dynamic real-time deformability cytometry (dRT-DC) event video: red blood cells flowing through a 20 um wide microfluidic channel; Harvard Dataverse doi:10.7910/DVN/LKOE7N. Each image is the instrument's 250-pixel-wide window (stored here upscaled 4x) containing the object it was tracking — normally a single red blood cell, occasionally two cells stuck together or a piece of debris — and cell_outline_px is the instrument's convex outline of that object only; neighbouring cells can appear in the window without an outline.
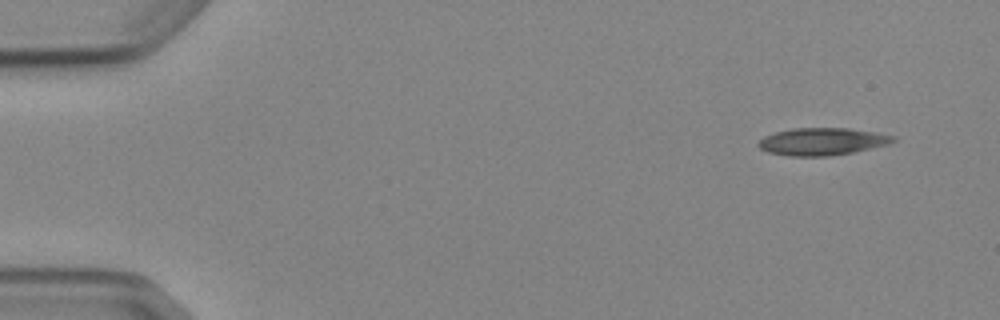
{"species": "Egyptian fruit bat (a non-hibernating species)", "species_latin": "Rousettus aegyptiacus", "temperature_condition": "cold", "stored_images_in_passage": 4, "camera_frame_rate_fps": 3000, "um_per_image_px": 0.085, "animal": {"sex": "female"}, "frame": {"image": 1, "passage_image": 1, "time_ms": 0.0, "image_size_px": [1000, 320], "cell_outline_px": [[896, 140], [888, 144], [852, 152], [828, 156], [788, 156], [768, 152], [760, 148], [756, 144], [764, 136], [776, 132], [792, 128], [848, 128], [896, 136]], "centroid_in_image_um": [69.85, 12.03], "position_along_channel_um": 15.2, "area_um2": 21.33}}
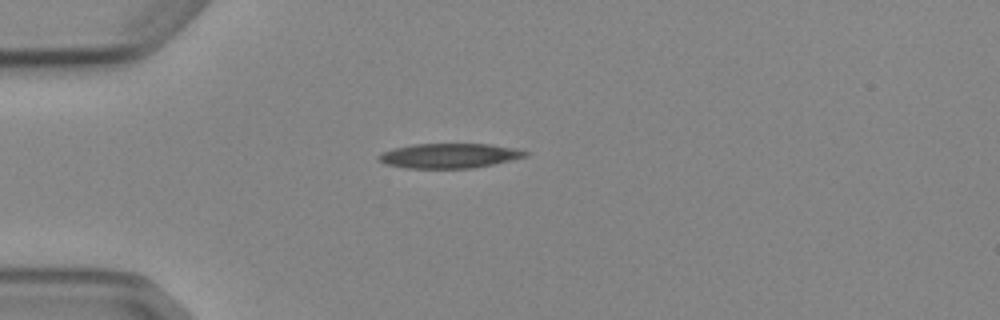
{"frame": {"image": 2, "passage_image": 4, "time_ms": 3.333, "image_size_px": [1000, 320], "cell_outline_px": [[528, 156], [492, 164], [472, 168], [408, 168], [388, 164], [380, 160], [376, 156], [380, 152], [392, 148], [412, 144], [492, 144], [516, 148], [528, 152]], "centroid_in_image_um": [38.18, 13.22], "position_along_channel_um": 46.8, "area_um2": 21.1}}